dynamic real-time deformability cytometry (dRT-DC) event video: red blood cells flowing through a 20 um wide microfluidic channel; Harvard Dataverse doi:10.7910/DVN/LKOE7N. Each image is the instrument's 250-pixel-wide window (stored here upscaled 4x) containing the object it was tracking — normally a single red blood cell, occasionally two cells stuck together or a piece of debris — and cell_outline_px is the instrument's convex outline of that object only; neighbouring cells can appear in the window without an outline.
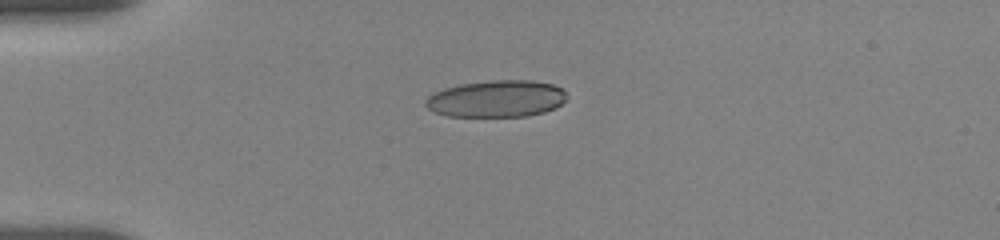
{"species": "human", "species_latin": "Homo sapiens", "temperature_condition": "room temperature", "stored_images_in_passage": 23, "camera_frame_rate_fps": 3000, "um_per_image_px": 0.085, "donor": {"sex": "female"}, "frame": {"image": 1, "passage_image": 2, "time_ms": 0.667, "image_size_px": [1000, 240], "cell_outline_px": [[568, 96], [556, 108], [544, 112], [528, 116], [448, 116], [432, 112], [424, 104], [424, 100], [428, 96], [444, 88], [460, 84], [492, 80], [532, 80], [552, 84], [564, 88]], "centroid_in_image_um": [42.21, 8.39], "position_along_channel_um": 42.8, "area_um2": 30.58}}
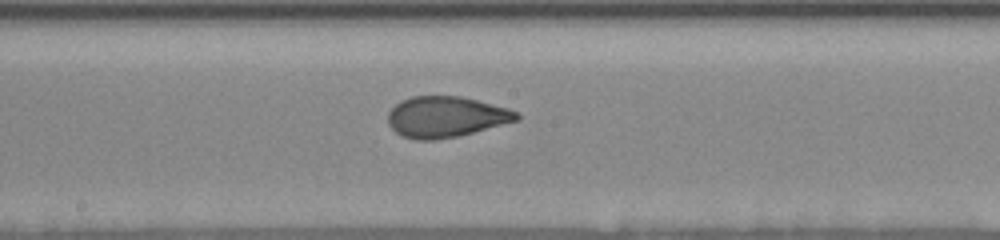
{"frame": {"image": 2, "passage_image": 12, "time_ms": 6.0, "image_size_px": [1000, 240], "cell_outline_px": [[520, 116], [516, 120], [460, 136], [436, 140], [416, 140], [400, 136], [388, 124], [388, 112], [400, 100], [412, 96], [460, 96], [508, 108], [520, 112]], "centroid_in_image_um": [37.87, 9.94], "position_along_channel_um": 210.3, "area_um2": 30.69}}
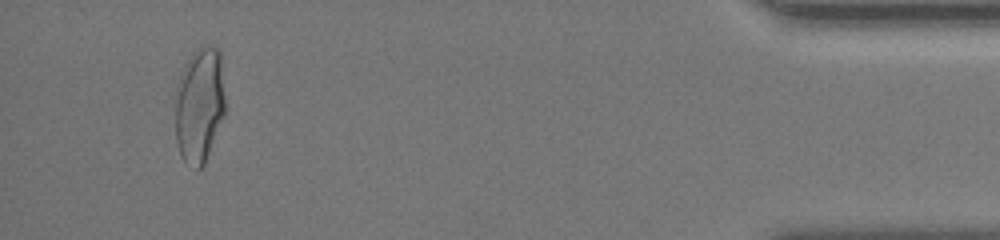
{"frame": {"image": 3, "passage_image": 21, "time_ms": 13.333, "image_size_px": [1000, 240], "cell_outline_px": [[224, 116], [204, 164], [200, 168], [196, 168], [184, 160], [180, 156], [176, 140], [176, 84], [180, 72], [184, 64], [192, 52], [200, 44], [212, 44], [220, 52], [224, 96]], "centroid_in_image_um": [16.94, 8.85], "position_along_channel_um": 418.3, "area_um2": 33.87}, "authors_computed_cell_mechanics": {"area_um2": 31.212, "velocity_mm_per_s": 3.6921, "shape_relaxation_time_tau1_ms": 4.7751, "shape_relaxation_time_tau2_ms": 0.9109, "deformation_change_tau1": 0.1592, "deformation_change_tau2": 0.0601}}